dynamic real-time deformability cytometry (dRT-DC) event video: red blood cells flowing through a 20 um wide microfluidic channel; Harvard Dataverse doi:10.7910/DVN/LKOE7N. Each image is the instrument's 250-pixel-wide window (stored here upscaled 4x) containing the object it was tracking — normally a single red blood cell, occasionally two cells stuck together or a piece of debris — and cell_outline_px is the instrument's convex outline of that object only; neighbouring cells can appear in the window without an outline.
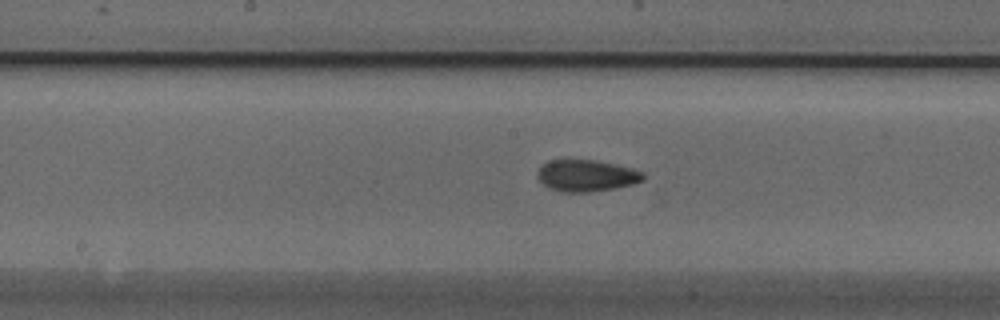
{"species": "Egyptian fruit bat (a non-hibernating species)", "species_latin": "Rousettus aegyptiacus", "temperature_condition": "cold", "stored_images_in_passage": 50, "camera_frame_rate_fps": 3000, "um_per_image_px": 0.085, "animal": {"sex": "male"}, "frame": {"image": 1, "passage_image": 23, "time_ms": 7.333, "image_size_px": [1000, 320], "cell_outline_px": [[644, 180], [632, 184], [616, 188], [588, 192], [564, 192], [548, 188], [536, 176], [536, 172], [548, 160], [592, 160], [616, 164], [632, 168], [644, 172]], "centroid_in_image_um": [49.85, 14.93], "position_along_channel_um": 198.3, "area_um2": 19.48}}
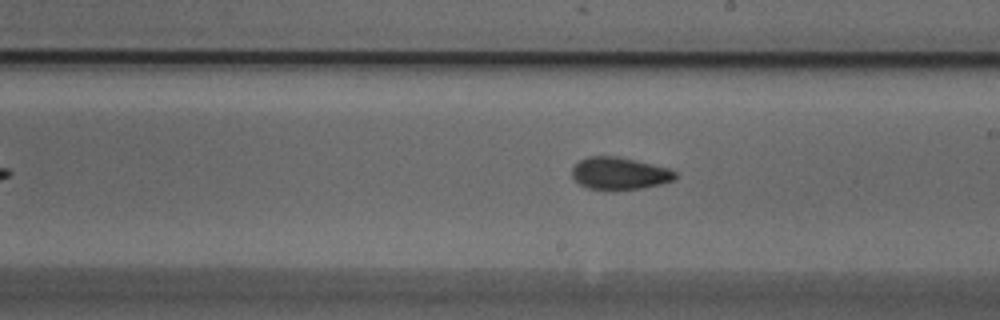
{"frame": {"image": 2, "passage_image": 26, "time_ms": 8.333, "image_size_px": [1000, 320], "cell_outline_px": [[676, 180], [660, 184], [640, 188], [588, 188], [580, 184], [572, 176], [572, 168], [580, 160], [588, 156], [616, 156], [668, 168], [676, 172]], "centroid_in_image_um": [52.66, 14.72], "position_along_channel_um": 236.3, "area_um2": 18.84}}
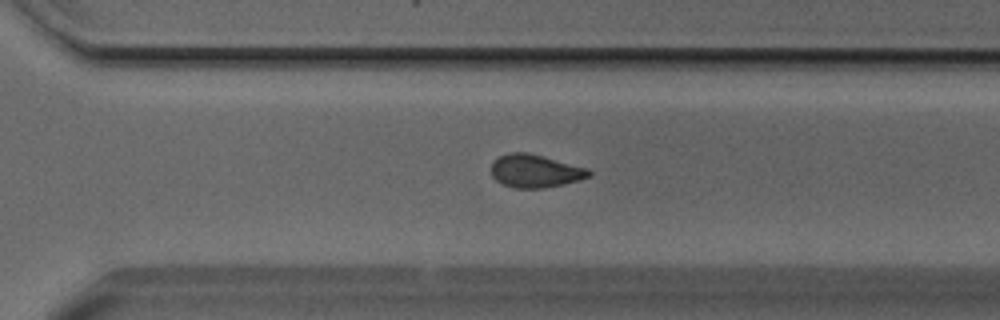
{"frame": {"image": 3, "passage_image": 33, "time_ms": 10.667, "image_size_px": [1000, 320], "cell_outline_px": [[592, 176], [580, 180], [544, 188], [516, 188], [504, 184], [496, 180], [492, 176], [492, 164], [500, 156], [508, 152], [524, 152], [588, 168], [592, 172]], "centroid_in_image_um": [45.51, 14.55], "position_along_channel_um": 325.1, "area_um2": 18.5}, "authors_computed_cell_mechanics": {"area_um2": 19.0451, "velocity_mm_per_s": 3.8122, "shape_relaxation_time_tau1_ms": 4.7784, "shape_relaxation_time_tau2_ms": 2.3046, "deformation_change_tau1": 0.1088, "deformation_change_tau2": 0.0637}}